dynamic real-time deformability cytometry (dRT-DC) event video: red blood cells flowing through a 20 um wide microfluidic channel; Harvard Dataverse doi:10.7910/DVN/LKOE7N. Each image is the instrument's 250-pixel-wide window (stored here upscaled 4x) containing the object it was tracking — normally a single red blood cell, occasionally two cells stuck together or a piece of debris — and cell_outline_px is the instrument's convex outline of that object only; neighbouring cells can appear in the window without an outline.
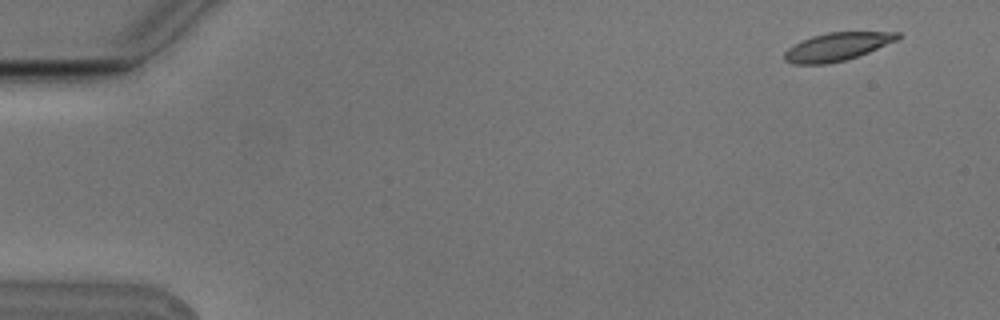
{"species": "Egyptian fruit bat (a non-hibernating species)", "species_latin": "Rousettus aegyptiacus", "temperature_condition": "cold", "stored_images_in_passage": 4, "camera_frame_rate_fps": 3000, "um_per_image_px": 0.085, "animal": {"sex": "male"}, "frame": {"image": 1, "passage_image": 1, "time_ms": 0.0, "image_size_px": [1000, 320], "cell_outline_px": [[900, 36], [896, 40], [868, 52], [844, 60], [828, 64], [792, 64], [784, 60], [784, 52], [788, 48], [812, 36], [828, 32], [900, 32]], "centroid_in_image_um": [71.12, 3.97], "position_along_channel_um": 13.9, "area_um2": 18.21}}
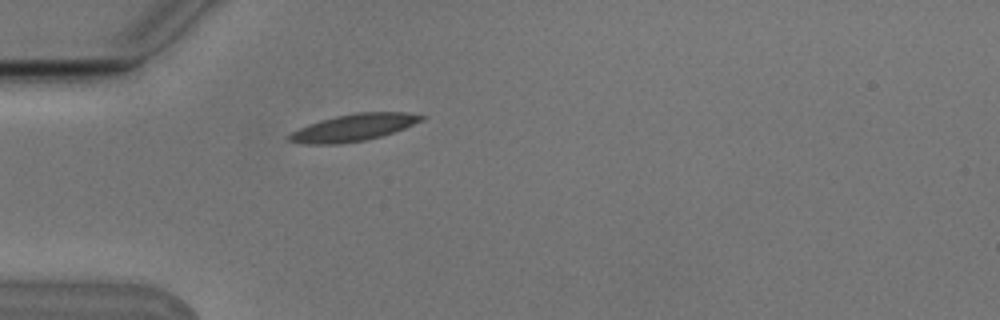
{"frame": {"image": 2, "passage_image": 4, "time_ms": 1.0, "image_size_px": [1000, 320], "cell_outline_px": [[424, 116], [420, 120], [404, 128], [380, 136], [364, 140], [336, 144], [300, 144], [288, 140], [288, 136], [292, 132], [308, 124], [320, 120], [336, 116], [356, 112], [408, 112]], "centroid_in_image_um": [29.99, 10.84], "position_along_channel_um": 55.0, "area_um2": 20.46}}